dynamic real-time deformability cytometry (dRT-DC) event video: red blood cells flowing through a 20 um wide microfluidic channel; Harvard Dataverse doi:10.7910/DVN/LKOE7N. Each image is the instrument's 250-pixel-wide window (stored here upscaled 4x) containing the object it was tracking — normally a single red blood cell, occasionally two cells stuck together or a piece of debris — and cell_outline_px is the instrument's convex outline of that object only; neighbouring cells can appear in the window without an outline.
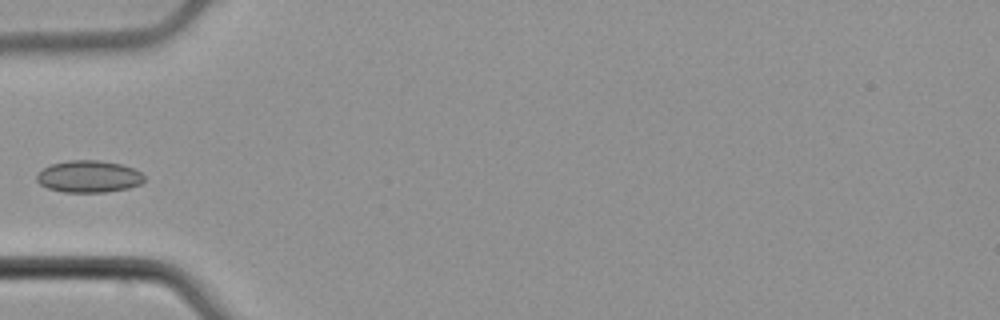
{"species": "common noctule bat (a hibernating species)", "species_latin": "Nyctalus noctula", "temperature_condition": "cold", "stored_images_in_passage": 4, "camera_frame_rate_fps": 3000, "um_per_image_px": 0.085, "animal": {"sex": "male", "body_mass_g": 21.5, "forearm_length_mm": 52.0}, "frame": {"image": 1, "passage_image": 3, "time_ms": 0.667, "image_size_px": [1000, 320], "cell_outline_px": [[144, 180], [140, 184], [128, 188], [108, 192], [64, 192], [48, 188], [40, 184], [36, 180], [36, 176], [44, 168], [52, 164], [68, 160], [100, 160], [120, 164], [132, 168], [140, 172], [144, 176]], "centroid_in_image_um": [7.55, 15.0], "position_along_channel_um": 77.5, "area_um2": 19.94}}
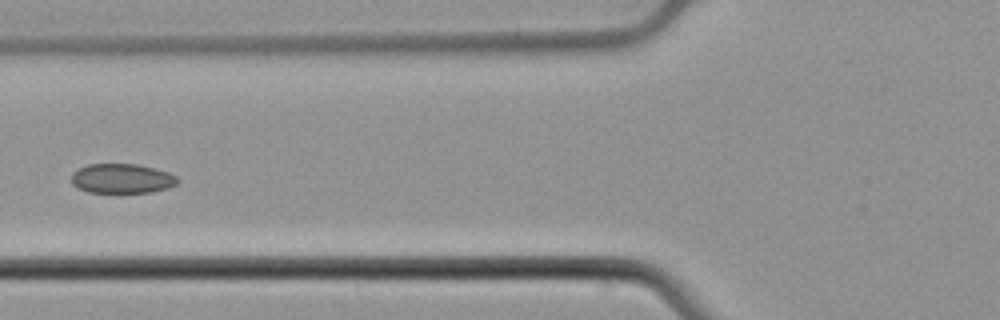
{"frame": {"image": 2, "passage_image": 4, "time_ms": 1.0, "image_size_px": [1000, 320], "cell_outline_px": [[180, 180], [176, 184], [168, 188], [152, 192], [88, 192], [72, 184], [72, 172], [88, 164], [136, 164], [168, 172], [176, 176]], "centroid_in_image_um": [10.38, 15.17], "position_along_channel_um": 115.4, "area_um2": 18.15}}